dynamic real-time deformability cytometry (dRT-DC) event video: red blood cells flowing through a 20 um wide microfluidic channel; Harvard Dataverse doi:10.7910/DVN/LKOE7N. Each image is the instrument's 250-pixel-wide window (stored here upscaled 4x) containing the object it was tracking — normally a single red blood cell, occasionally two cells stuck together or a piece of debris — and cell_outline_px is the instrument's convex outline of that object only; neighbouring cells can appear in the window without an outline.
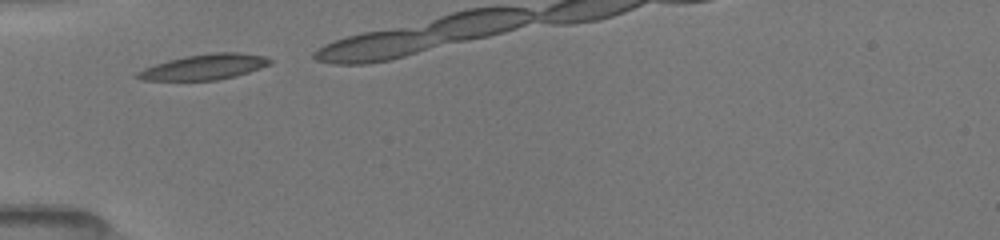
{"species": "common noctule bat (a hibernating species)", "species_latin": "Nyctalus noctula", "temperature_condition": "room temperature", "stored_images_in_passage": 11, "camera_frame_rate_fps": 3000, "um_per_image_px": 0.085, "animal": {"sex": "female", "body_mass_g": 19.5, "forearm_length_mm": 54.1}, "frame": {"image": 1, "passage_image": 1, "time_ms": 0.0, "image_size_px": [1000, 240], "cell_outline_px": [[272, 60], [268, 64], [260, 68], [236, 76], [216, 80], [144, 80], [136, 76], [136, 72], [144, 68], [168, 60], [184, 56], [212, 52], [236, 52], [264, 56]], "centroid_in_image_um": [17.36, 5.68], "position_along_channel_um": 67.6, "area_um2": 19.42}}